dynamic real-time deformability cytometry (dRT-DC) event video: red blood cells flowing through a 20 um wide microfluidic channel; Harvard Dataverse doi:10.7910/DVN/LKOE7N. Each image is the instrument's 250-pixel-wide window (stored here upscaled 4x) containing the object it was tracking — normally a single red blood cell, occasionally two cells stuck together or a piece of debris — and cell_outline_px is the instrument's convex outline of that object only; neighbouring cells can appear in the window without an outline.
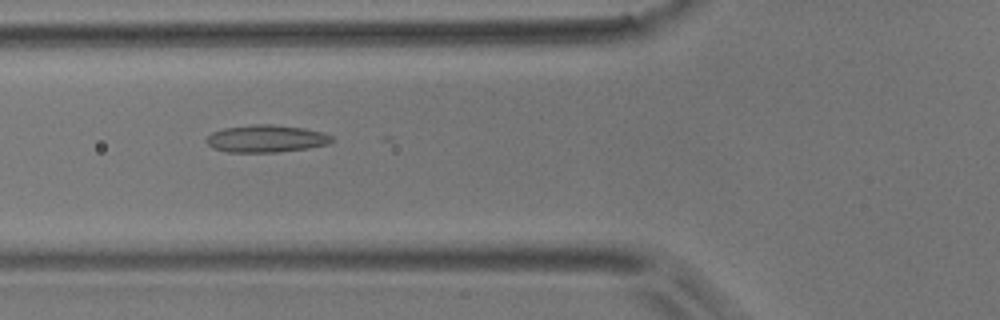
{"species": "common noctule bat (a hibernating species)", "species_latin": "Nyctalus noctula", "temperature_condition": "room temperature", "stored_images_in_passage": 10, "camera_frame_rate_fps": 3000, "um_per_image_px": 0.085, "animal": {"sex": "male", "body_mass_g": 17.9}, "frame": {"image": 1, "passage_image": 6, "time_ms": 5.667, "image_size_px": [1000, 320], "cell_outline_px": [[332, 140], [328, 144], [308, 148], [276, 152], [228, 152], [212, 148], [204, 140], [212, 132], [224, 128], [252, 124], [272, 124], [304, 128], [324, 132], [332, 136]], "centroid_in_image_um": [22.61, 11.78], "position_along_channel_um": 103.2, "area_um2": 20.06}}
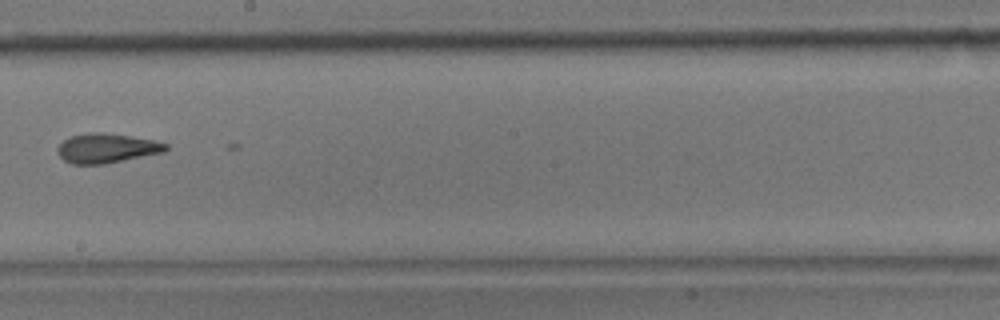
{"frame": {"image": 2, "passage_image": 9, "time_ms": 9.333, "image_size_px": [1000, 320], "cell_outline_px": [[168, 148], [164, 152], [104, 164], [72, 164], [64, 160], [60, 156], [56, 148], [64, 140], [72, 136], [88, 132], [100, 132], [128, 136], [152, 140], [168, 144]], "centroid_in_image_um": [9.05, 12.6], "position_along_channel_um": 239.2, "area_um2": 18.38}}
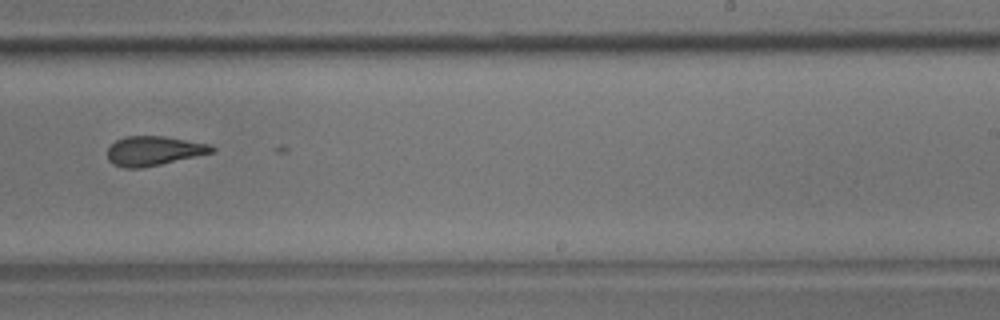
{"frame": {"image": 3, "passage_image": 10, "time_ms": 10.333, "image_size_px": [1000, 320], "cell_outline_px": [[216, 148], [212, 152], [160, 164], [140, 168], [124, 168], [112, 164], [108, 160], [108, 148], [116, 140], [124, 136], [164, 136], [208, 144]], "centroid_in_image_um": [13.01, 12.82], "position_along_channel_um": 276.0, "area_um2": 17.63}}